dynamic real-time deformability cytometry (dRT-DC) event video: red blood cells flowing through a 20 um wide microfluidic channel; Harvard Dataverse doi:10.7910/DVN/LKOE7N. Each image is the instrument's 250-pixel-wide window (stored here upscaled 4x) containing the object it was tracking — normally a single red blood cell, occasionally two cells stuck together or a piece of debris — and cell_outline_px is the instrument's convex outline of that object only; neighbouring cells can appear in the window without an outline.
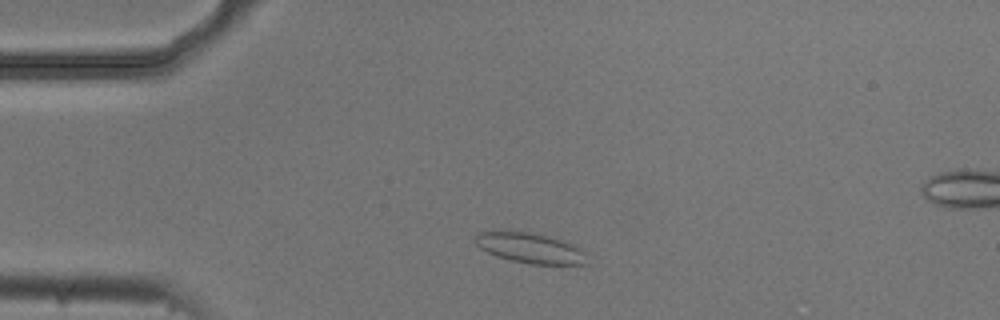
{"species": "common noctule bat (a hibernating species)", "species_latin": "Nyctalus noctula", "temperature_condition": "cold", "stored_images_in_passage": 4, "camera_frame_rate_fps": 3000, "um_per_image_px": 0.085, "animal": {"sex": "male", "body_mass_g": 20.5, "forearm_length_mm": 52.5}, "frame": {"image": 1, "passage_image": 2, "time_ms": 0.333, "image_size_px": [1000, 320], "cell_outline_px": [[588, 264], [532, 264], [512, 260], [496, 256], [480, 248], [476, 244], [476, 236], [480, 232], [496, 228], [528, 232], [548, 236], [564, 240], [584, 252]], "centroid_in_image_um": [45.0, 21.04], "position_along_channel_um": 40.0, "area_um2": 19.88}}